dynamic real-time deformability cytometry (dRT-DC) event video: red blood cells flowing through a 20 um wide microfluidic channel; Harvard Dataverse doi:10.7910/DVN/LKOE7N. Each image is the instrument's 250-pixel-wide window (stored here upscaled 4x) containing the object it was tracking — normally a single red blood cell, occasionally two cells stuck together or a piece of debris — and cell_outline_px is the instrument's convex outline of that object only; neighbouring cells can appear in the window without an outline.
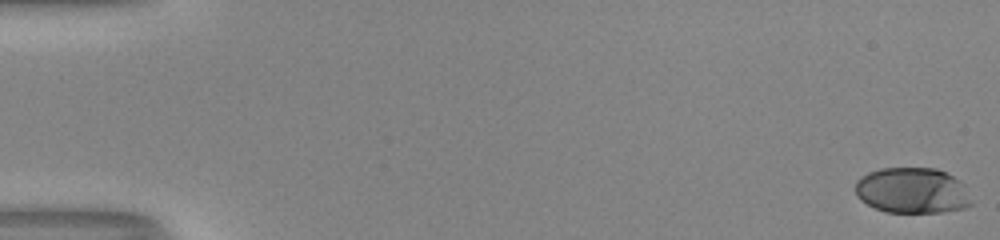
{"species": "human", "species_latin": "Homo sapiens", "temperature_condition": "room temperature", "stored_images_in_passage": 53, "camera_frame_rate_fps": 3000, "um_per_image_px": 0.085, "donor": {"sex": "male"}, "frame": {"image": 1, "passage_image": 1, "time_ms": 0.0, "image_size_px": [1000, 240], "cell_outline_px": [[972, 204], [964, 208], [944, 212], [884, 212], [860, 200], [856, 196], [856, 180], [860, 176], [868, 172], [880, 168], [936, 168], [960, 180], [964, 184]], "centroid_in_image_um": [77.52, 16.19], "position_along_channel_um": 7.5, "area_um2": 31.04}}
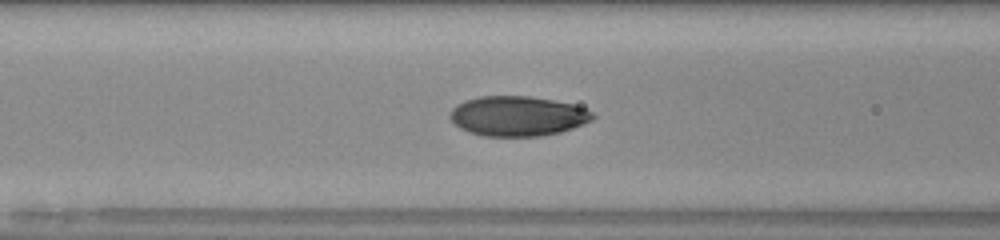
{"frame": {"image": 2, "passage_image": 23, "time_ms": 7.333, "image_size_px": [1000, 240], "cell_outline_px": [[596, 116], [592, 120], [584, 124], [560, 132], [540, 136], [484, 136], [468, 132], [460, 128], [448, 116], [452, 108], [456, 104], [464, 100], [480, 96], [532, 96], [572, 104], [584, 108], [592, 112]], "centroid_in_image_um": [43.98, 9.86], "position_along_channel_um": 122.6, "area_um2": 33.29}}
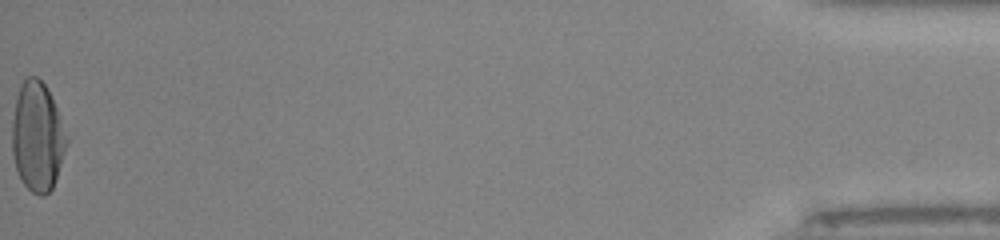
{"frame": {"image": 3, "passage_image": 53, "time_ms": 17.333, "image_size_px": [1000, 240], "cell_outline_px": [[68, 144], [52, 188], [44, 196], [40, 196], [32, 192], [24, 184], [16, 168], [12, 152], [12, 120], [16, 100], [20, 84], [28, 76], [36, 76], [44, 84], [56, 108], [68, 140]], "centroid_in_image_um": [3.16, 11.63], "position_along_channel_um": 432.0, "area_um2": 34.28}, "authors_computed_cell_mechanics": {"area_um2": 32.657, "velocity_mm_per_s": 4.0899, "shape_relaxation_time_tau1_ms": 4.5009, "shape_relaxation_time_tau2_ms": null, "deformation_change_tau1": 0.1921, "deformation_change_tau2": null}}